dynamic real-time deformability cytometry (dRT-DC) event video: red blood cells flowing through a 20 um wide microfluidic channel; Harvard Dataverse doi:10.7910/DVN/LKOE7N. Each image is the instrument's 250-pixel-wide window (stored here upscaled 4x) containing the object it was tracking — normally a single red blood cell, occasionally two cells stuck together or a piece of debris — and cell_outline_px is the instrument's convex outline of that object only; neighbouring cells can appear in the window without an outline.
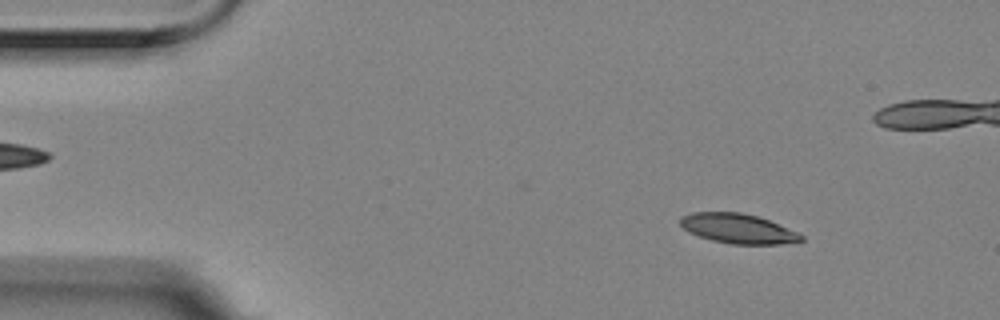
{"species": "Egyptian fruit bat (a non-hibernating species)", "species_latin": "Rousettus aegyptiacus", "temperature_condition": "room temperature", "stored_images_in_passage": 11, "segment_of_instrument_passage": [1, 2], "camera_frame_rate_fps": 3000, "um_per_image_px": 0.085, "animal": {"sex": "female"}, "frame": {"image": 1, "passage_image": 1, "time_ms": 0.0, "image_size_px": [1000, 320], "cell_outline_px": [[804, 240], [780, 244], [732, 244], [712, 240], [688, 232], [680, 224], [680, 216], [692, 212], [740, 212], [756, 216], [768, 220], [796, 232], [804, 236]], "centroid_in_image_um": [62.69, 19.42], "position_along_channel_um": 22.3, "area_um2": 20.69}}
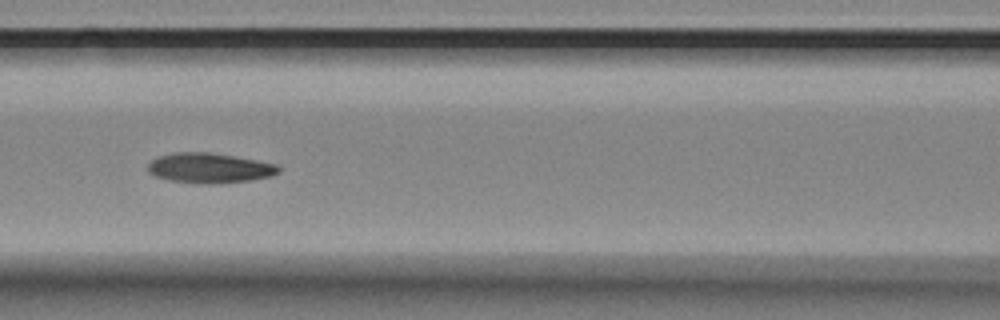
{"frame": {"image": 2, "passage_image": 6, "time_ms": 1.667, "image_size_px": [1000, 320], "cell_outline_px": [[280, 172], [272, 176], [252, 180], [208, 184], [204, 184], [168, 180], [156, 176], [148, 172], [148, 164], [152, 160], [160, 156], [176, 152], [208, 152], [256, 160], [276, 164], [280, 168]], "centroid_in_image_um": [17.81, 14.29], "position_along_channel_um": 148.8, "area_um2": 22.72}}
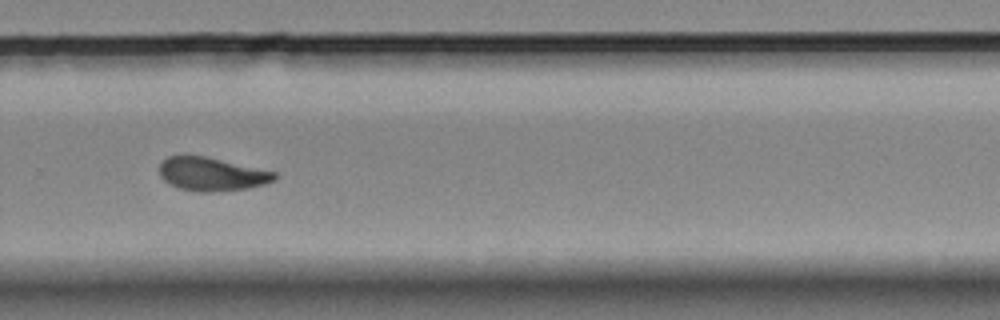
{"frame": {"image": 3, "passage_image": 10, "time_ms": 3.0, "image_size_px": [1000, 320], "cell_outline_px": [[276, 180], [264, 184], [248, 188], [208, 192], [196, 192], [180, 188], [164, 180], [160, 176], [160, 164], [168, 156], [204, 156], [276, 172]], "centroid_in_image_um": [18.0, 14.81], "position_along_channel_um": 311.8, "area_um2": 22.08}}